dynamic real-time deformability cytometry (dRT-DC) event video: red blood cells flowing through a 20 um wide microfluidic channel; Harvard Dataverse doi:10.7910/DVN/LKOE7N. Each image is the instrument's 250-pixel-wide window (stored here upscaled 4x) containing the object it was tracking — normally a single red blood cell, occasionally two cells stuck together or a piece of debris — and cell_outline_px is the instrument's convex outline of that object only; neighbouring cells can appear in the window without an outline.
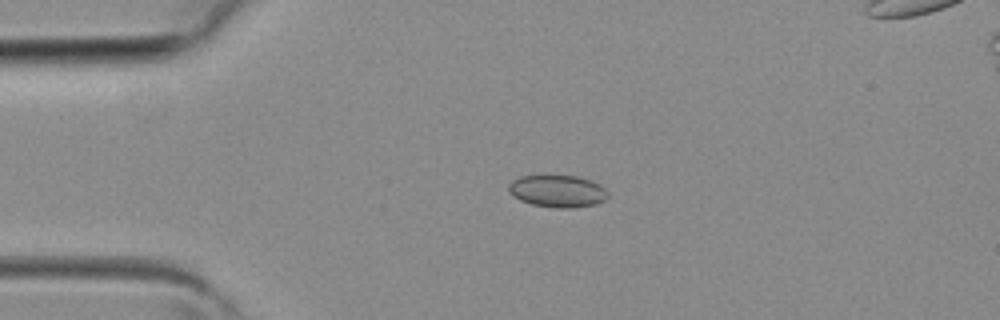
{"species": "common noctule bat (a hibernating species)", "species_latin": "Nyctalus noctula", "temperature_condition": "room temperature", "stored_images_in_passage": 3, "camera_frame_rate_fps": 3000, "um_per_image_px": 0.085, "animal": {"sex": "female", "body_mass_g": 19.3, "forearm_length_mm": 54.1}, "frame": {"image": 1, "passage_image": 2, "time_ms": 0.333, "image_size_px": [1000, 320], "cell_outline_px": [[608, 196], [604, 200], [596, 204], [576, 208], [556, 208], [532, 204], [520, 200], [512, 196], [508, 192], [508, 184], [512, 180], [520, 176], [576, 176], [600, 184], [608, 192]], "centroid_in_image_um": [47.37, 16.26], "position_along_channel_um": 37.6, "area_um2": 18.67}}